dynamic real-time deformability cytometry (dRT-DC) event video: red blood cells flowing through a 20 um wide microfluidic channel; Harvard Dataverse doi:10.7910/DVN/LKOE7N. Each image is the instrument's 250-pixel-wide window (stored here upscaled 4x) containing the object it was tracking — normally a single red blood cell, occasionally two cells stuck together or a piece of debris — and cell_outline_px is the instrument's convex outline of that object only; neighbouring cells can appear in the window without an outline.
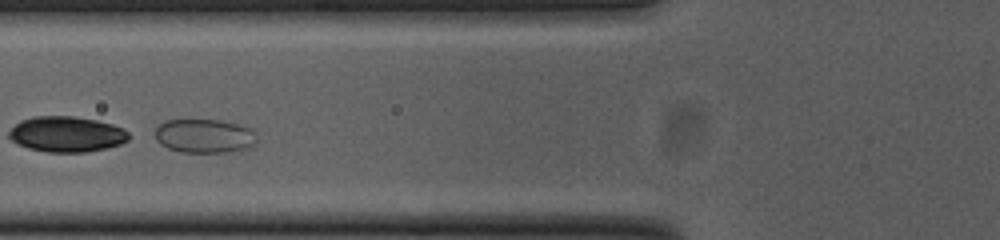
{"species": "common noctule bat (a hibernating species)", "species_latin": "Nyctalus noctula", "temperature_condition": "cold", "stored_images_in_passage": 32, "camera_frame_rate_fps": 3000, "um_per_image_px": 0.085, "animal": {"sex": "female", "body_mass_g": 23.0, "forearm_length_mm": 53.4}, "frame": {"image": 1, "passage_image": 5, "time_ms": 1.333, "image_size_px": [1000, 240], "cell_outline_px": [[256, 140], [252, 148], [228, 152], [180, 152], [168, 148], [160, 144], [156, 140], [156, 128], [164, 120], [220, 120], [252, 128], [256, 132]], "centroid_in_image_um": [17.4, 11.56], "position_along_channel_um": 108.4, "area_um2": 20.29}, "authors_computed_cell_mechanics": {"area_um2": 20.2878, "velocity_mm_per_s": 3.7148, "shape_relaxation_time_tau1_ms": 0.1893, "shape_relaxation_time_tau2_ms": null, "deformation_change_tau1": 0.2275, "deformation_change_tau2": null}}